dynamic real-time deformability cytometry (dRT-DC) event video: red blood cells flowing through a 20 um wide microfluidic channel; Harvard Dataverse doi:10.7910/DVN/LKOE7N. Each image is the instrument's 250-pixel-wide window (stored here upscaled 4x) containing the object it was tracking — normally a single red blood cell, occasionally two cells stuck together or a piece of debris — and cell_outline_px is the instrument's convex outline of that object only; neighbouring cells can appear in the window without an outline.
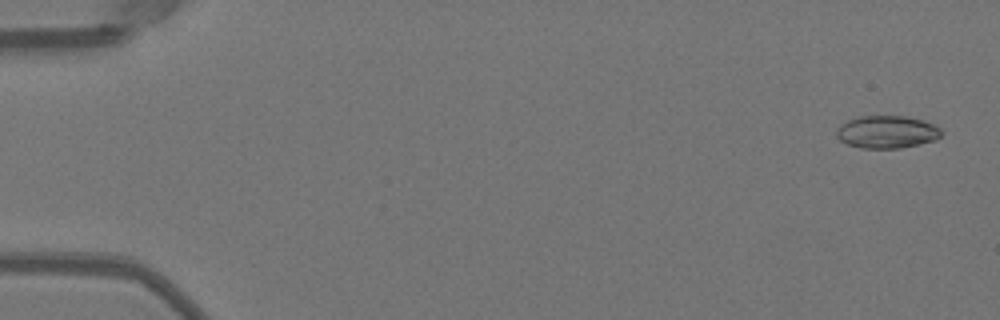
{"species": "Egyptian fruit bat (a non-hibernating species)", "species_latin": "Rousettus aegyptiacus", "temperature_condition": "warm", "stored_images_in_passage": 51, "camera_frame_rate_fps": 3000, "um_per_image_px": 0.085, "animal": {"sex": "female"}, "frame": {"image": 1, "passage_image": 2, "time_ms": 0.333, "image_size_px": [1000, 320], "cell_outline_px": [[944, 132], [936, 140], [920, 144], [900, 148], [860, 148], [848, 144], [840, 140], [836, 136], [836, 128], [840, 124], [848, 120], [860, 116], [908, 116], [924, 120], [940, 128]], "centroid_in_image_um": [75.39, 11.21], "position_along_channel_um": 9.6, "area_um2": 20.11}}
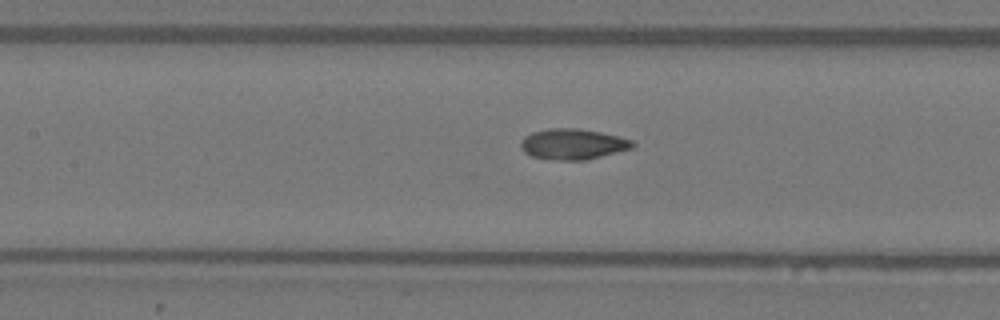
{"frame": {"image": 2, "passage_image": 24, "time_ms": 7.667, "image_size_px": [1000, 320], "cell_outline_px": [[636, 144], [632, 148], [588, 160], [560, 160], [532, 156], [524, 152], [520, 148], [520, 140], [524, 136], [532, 132], [548, 128], [580, 128], [600, 132], [632, 140]], "centroid_in_image_um": [48.67, 12.24], "position_along_channel_um": 158.7, "area_um2": 20.06}}
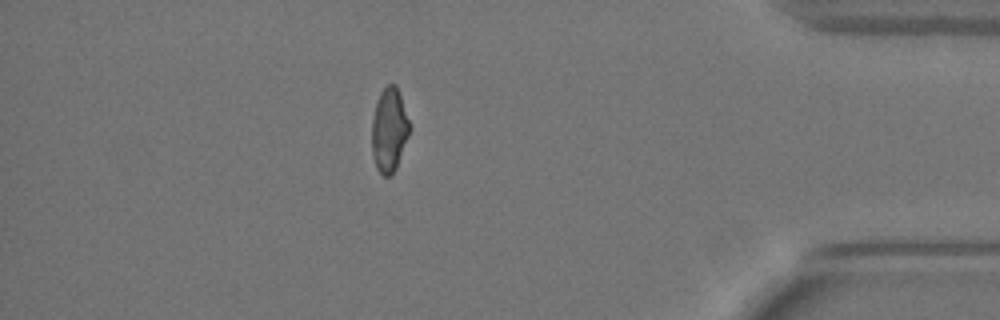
{"frame": {"image": 3, "passage_image": 45, "time_ms": 14.667, "image_size_px": [1000, 320], "cell_outline_px": [[412, 128], [396, 168], [388, 176], [384, 176], [376, 168], [372, 156], [372, 120], [376, 100], [380, 92], [388, 84], [396, 84]], "centroid_in_image_um": [33.09, 11.03], "position_along_channel_um": 402.1, "area_um2": 18.61}, "authors_computed_cell_mechanics": {"area_um2": 19.1896, "velocity_mm_per_s": 4.0125, "shape_relaxation_time_tau1_ms": null, "shape_relaxation_time_tau2_ms": 1.6784, "deformation_change_tau1": null, "deformation_change_tau2": 0.0752}}